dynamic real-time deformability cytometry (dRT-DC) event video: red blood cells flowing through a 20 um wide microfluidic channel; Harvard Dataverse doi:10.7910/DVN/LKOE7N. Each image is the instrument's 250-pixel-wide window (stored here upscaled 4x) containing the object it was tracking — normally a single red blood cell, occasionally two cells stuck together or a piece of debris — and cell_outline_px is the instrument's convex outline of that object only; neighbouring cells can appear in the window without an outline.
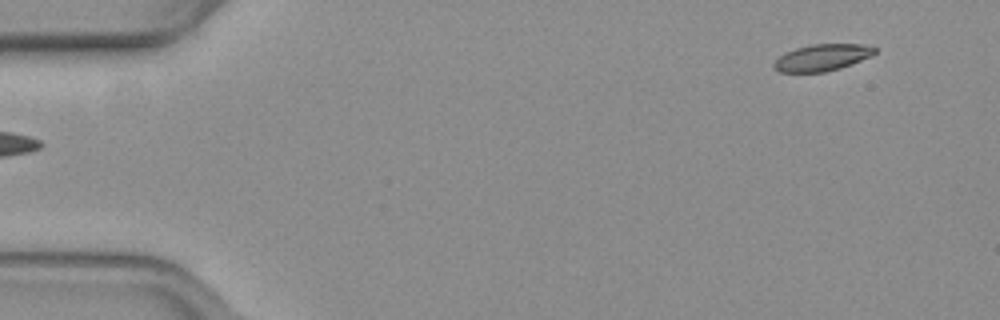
{"species": "common noctule bat (a hibernating species)", "species_latin": "Nyctalus noctula", "temperature_condition": "warm", "stored_images_in_passage": 52, "camera_frame_rate_fps": 3000, "um_per_image_px": 0.085, "animal": {"sex": "female", "body_mass_g": 19.3, "forearm_length_mm": 54.1}, "frame": {"image": 1, "passage_image": 1, "time_ms": 0.0, "image_size_px": [1000, 320], "cell_outline_px": [[876, 52], [872, 56], [840, 68], [824, 72], [780, 72], [772, 68], [772, 64], [780, 56], [796, 48], [812, 44], [864, 44], [876, 48]], "centroid_in_image_um": [69.89, 4.89], "position_along_channel_um": 15.1, "area_um2": 15.61}}
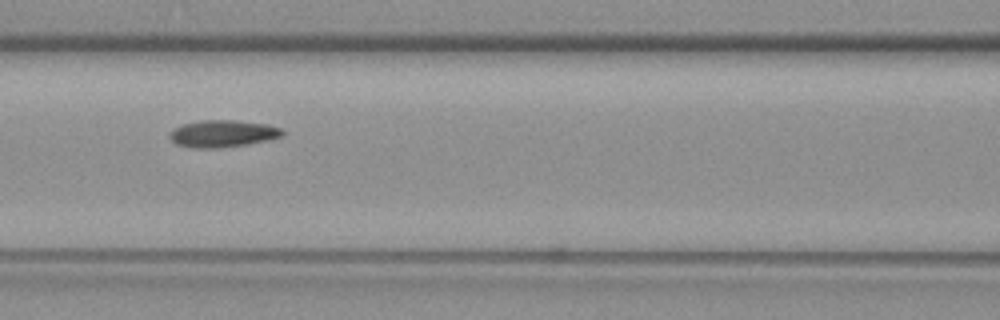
{"frame": {"image": 2, "passage_image": 21, "time_ms": 6.667, "image_size_px": [1000, 320], "cell_outline_px": [[284, 136], [268, 140], [248, 144], [216, 148], [192, 148], [176, 144], [168, 136], [180, 124], [200, 120], [236, 120], [268, 124], [280, 128], [284, 132]], "centroid_in_image_um": [18.95, 11.35], "position_along_channel_um": 147.7, "area_um2": 17.86}}
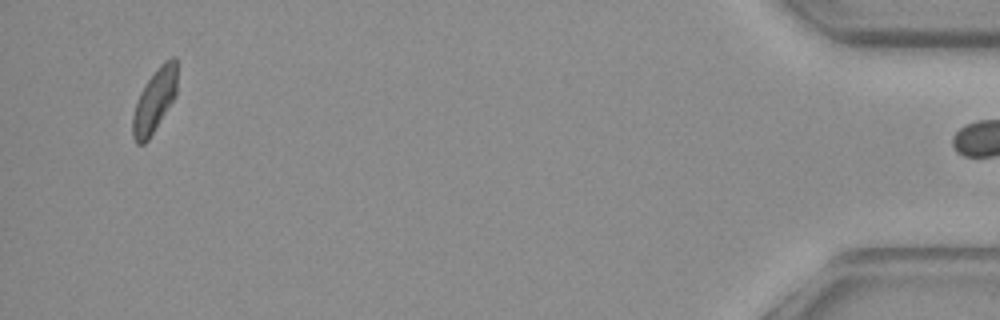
{"frame": {"image": 3, "passage_image": 50, "time_ms": 16.333, "image_size_px": [1000, 320], "cell_outline_px": [[176, 96], [148, 140], [144, 144], [136, 144], [132, 136], [132, 116], [140, 92], [156, 68], [164, 60], [172, 56], [176, 56]], "centroid_in_image_um": [13.13, 8.55], "position_along_channel_um": 422.1, "area_um2": 16.42}, "authors_computed_cell_mechanics": {"area_um2": 16.8487, "velocity_mm_per_s": 3.7176, "shape_relaxation_time_tau1_ms": 4.9452, "shape_relaxation_time_tau2_ms": 2.1206, "deformation_change_tau1": 0.1473, "deformation_change_tau2": 0.0767}}